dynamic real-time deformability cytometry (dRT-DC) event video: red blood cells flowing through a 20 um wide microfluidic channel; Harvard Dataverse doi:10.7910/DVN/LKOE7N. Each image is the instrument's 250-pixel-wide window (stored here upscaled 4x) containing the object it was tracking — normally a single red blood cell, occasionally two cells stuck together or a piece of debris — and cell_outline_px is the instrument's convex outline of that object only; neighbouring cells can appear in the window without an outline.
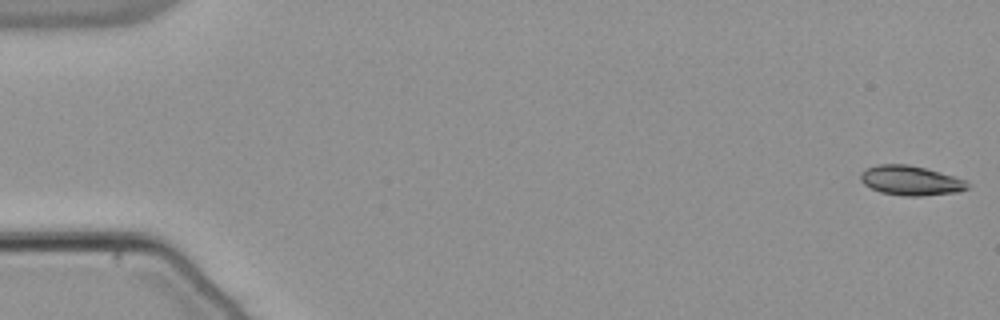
{"species": "common noctule bat (a hibernating species)", "species_latin": "Nyctalus noctula", "temperature_condition": "warm", "stored_images_in_passage": 7, "camera_frame_rate_fps": 3000, "um_per_image_px": 0.085, "animal": {"sex": "male", "body_mass_g": 21.5, "forearm_length_mm": 52.0}, "frame": {"image": 1, "passage_image": 1, "time_ms": 0.0, "image_size_px": [1000, 320], "cell_outline_px": [[968, 188], [956, 192], [920, 196], [904, 196], [880, 192], [864, 184], [860, 180], [860, 172], [864, 168], [880, 164], [908, 164], [940, 172], [964, 180], [968, 184]], "centroid_in_image_um": [77.34, 15.34], "position_along_channel_um": 7.7, "area_um2": 18.32}}